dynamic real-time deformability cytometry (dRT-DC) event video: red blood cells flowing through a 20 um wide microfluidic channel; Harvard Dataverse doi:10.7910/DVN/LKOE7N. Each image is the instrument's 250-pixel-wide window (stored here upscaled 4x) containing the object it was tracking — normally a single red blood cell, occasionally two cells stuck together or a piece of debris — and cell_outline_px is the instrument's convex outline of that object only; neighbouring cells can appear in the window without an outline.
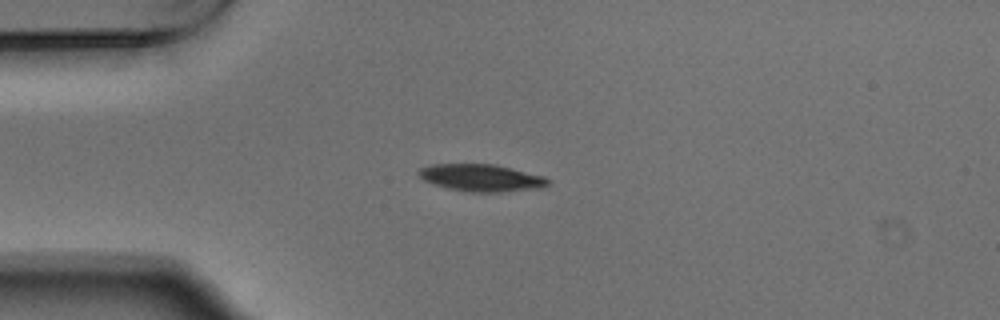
{"species": "Egyptian fruit bat (a non-hibernating species)", "species_latin": "Rousettus aegyptiacus", "temperature_condition": "warm", "stored_images_in_passage": 41, "camera_frame_rate_fps": 3000, "um_per_image_px": 0.085, "animal": {"sex": "male"}, "frame": {"image": 1, "passage_image": 1, "time_ms": 0.0, "image_size_px": [1000, 320], "cell_outline_px": [[552, 184], [544, 188], [500, 192], [472, 192], [448, 188], [432, 184], [424, 180], [416, 172], [420, 168], [432, 164], [492, 164], [544, 176], [552, 180]], "centroid_in_image_um": [40.96, 15.12], "position_along_channel_um": 44.0, "area_um2": 20.58}}
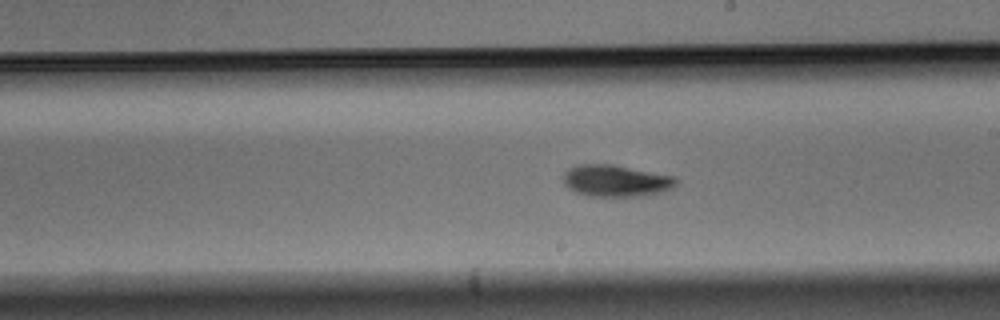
{"frame": {"image": 2, "passage_image": 18, "time_ms": 5.667, "image_size_px": [1000, 320], "cell_outline_px": [[680, 180], [672, 188], [660, 192], [640, 196], [588, 196], [576, 192], [564, 184], [564, 172], [568, 168], [580, 164], [612, 164], [676, 176]], "centroid_in_image_um": [52.38, 15.35], "position_along_channel_um": 236.6, "area_um2": 20.92}}
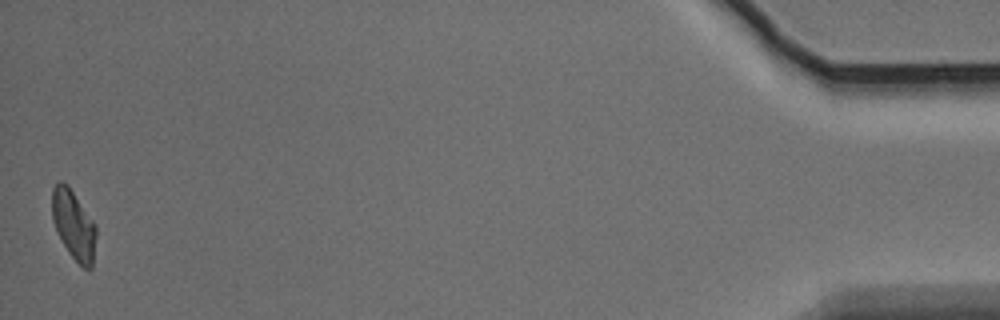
{"frame": {"image": 3, "passage_image": 41, "time_ms": 13.333, "image_size_px": [1000, 320], "cell_outline_px": [[96, 236], [92, 268], [84, 268], [68, 252], [52, 220], [52, 188], [60, 180], [68, 184], [96, 224]], "centroid_in_image_um": [6.27, 19.07], "position_along_channel_um": 428.9, "area_um2": 17.69}, "authors_computed_cell_mechanics": {"area_um2": 19.8832, "velocity_mm_per_s": 3.7274, "shape_relaxation_time_tau1_ms": 2.4965, "shape_relaxation_time_tau2_ms": null, "deformation_change_tau1": 0.1407, "deformation_change_tau2": null}}